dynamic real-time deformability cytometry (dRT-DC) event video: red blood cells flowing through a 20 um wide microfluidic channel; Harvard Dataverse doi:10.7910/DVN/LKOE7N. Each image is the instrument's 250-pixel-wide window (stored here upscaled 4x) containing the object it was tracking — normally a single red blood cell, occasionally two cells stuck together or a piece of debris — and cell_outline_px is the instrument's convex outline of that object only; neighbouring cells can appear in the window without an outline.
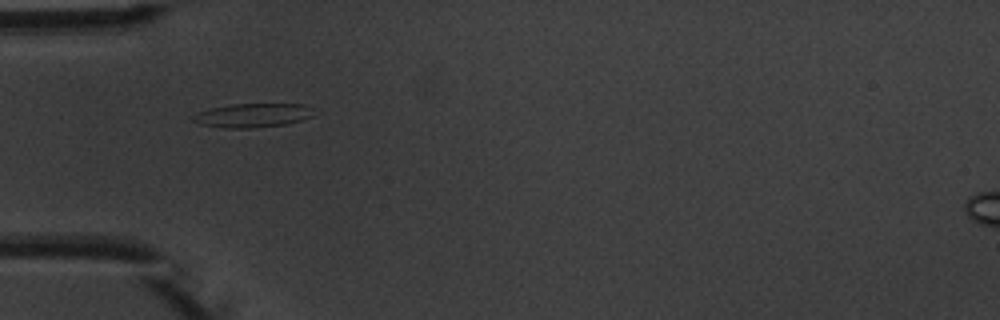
{"species": "common noctule bat (a hibernating species)", "species_latin": "Nyctalus noctula", "temperature_condition": "warm", "stored_images_in_passage": 2, "camera_frame_rate_fps": 3000, "um_per_image_px": 0.085, "animal": {"sex": "male", "body_mass_g": 20.1, "forearm_length_mm": 53.5}, "frame": {"image": 1, "passage_image": 1, "time_ms": 0.0, "image_size_px": [1000, 320], "cell_outline_px": [[320, 112], [312, 116], [288, 124], [252, 128], [224, 128], [200, 124], [192, 120], [192, 116], [200, 112], [212, 108], [232, 104], [304, 104]], "centroid_in_image_um": [21.56, 9.81], "position_along_channel_um": 63.4, "area_um2": 16.94}}